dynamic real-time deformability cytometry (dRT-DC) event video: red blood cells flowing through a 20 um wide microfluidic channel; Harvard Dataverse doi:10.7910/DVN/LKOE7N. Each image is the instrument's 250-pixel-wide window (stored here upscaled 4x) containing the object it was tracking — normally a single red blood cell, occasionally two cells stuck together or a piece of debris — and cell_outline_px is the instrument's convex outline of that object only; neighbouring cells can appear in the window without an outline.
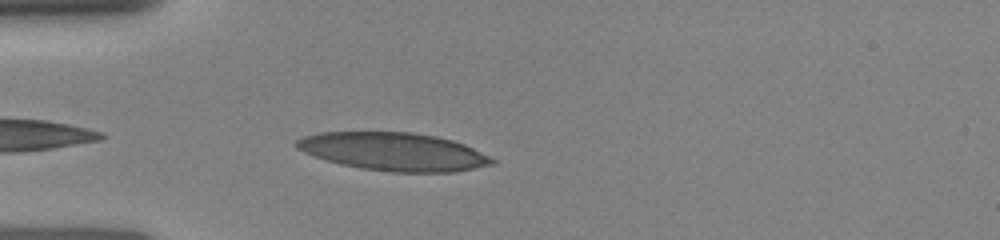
{"species": "human", "species_latin": "Homo sapiens", "temperature_condition": "room temperature", "stored_images_in_passage": 8, "camera_frame_rate_fps": 3000, "um_per_image_px": 0.085, "donor": {"sex": "female"}, "frame": {"image": 1, "passage_image": 6, "time_ms": 4.0, "image_size_px": [1000, 240], "cell_outline_px": [[496, 164], [456, 172], [392, 172], [360, 168], [340, 164], [304, 152], [296, 148], [292, 144], [296, 140], [304, 136], [320, 132], [412, 132], [436, 136], [452, 140], [464, 144], [496, 160]], "centroid_in_image_um": [33.46, 12.89], "position_along_channel_um": 51.5, "area_um2": 43.41}}
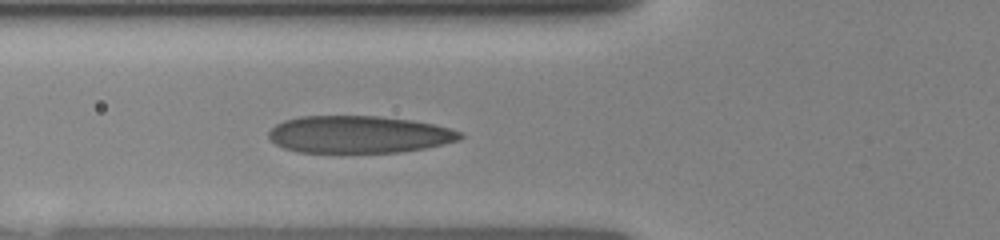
{"frame": {"image": 2, "passage_image": 8, "time_ms": 5.333, "image_size_px": [1000, 240], "cell_outline_px": [[464, 136], [460, 140], [424, 148], [396, 152], [300, 152], [284, 148], [276, 144], [268, 136], [268, 132], [276, 124], [284, 120], [300, 116], [380, 116], [412, 120], [432, 124], [448, 128], [460, 132]], "centroid_in_image_um": [30.48, 11.42], "position_along_channel_um": 95.3, "area_um2": 41.33}}